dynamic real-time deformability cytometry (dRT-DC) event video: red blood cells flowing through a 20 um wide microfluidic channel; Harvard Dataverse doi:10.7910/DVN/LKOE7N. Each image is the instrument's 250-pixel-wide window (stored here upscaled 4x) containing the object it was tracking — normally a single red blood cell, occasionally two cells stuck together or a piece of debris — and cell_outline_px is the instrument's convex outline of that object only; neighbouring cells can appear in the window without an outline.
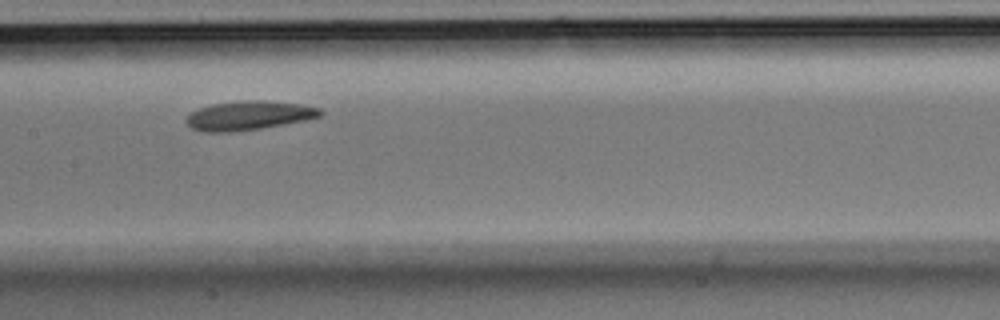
{"species": "Egyptian fruit bat (a non-hibernating species)", "species_latin": "Rousettus aegyptiacus", "temperature_condition": "room temperature", "stored_images_in_passage": 6, "camera_frame_rate_fps": 3000, "um_per_image_px": 0.085, "animal": {"sex": "male"}, "frame": {"image": 1, "passage_image": 5, "time_ms": 1.333, "image_size_px": [1000, 320], "cell_outline_px": [[324, 112], [320, 116], [304, 120], [260, 128], [232, 132], [200, 132], [192, 128], [184, 120], [192, 112], [200, 108], [212, 104], [236, 100], [268, 100], [300, 104], [320, 108]], "centroid_in_image_um": [21.12, 9.81], "position_along_channel_um": 186.3, "area_um2": 22.72}}
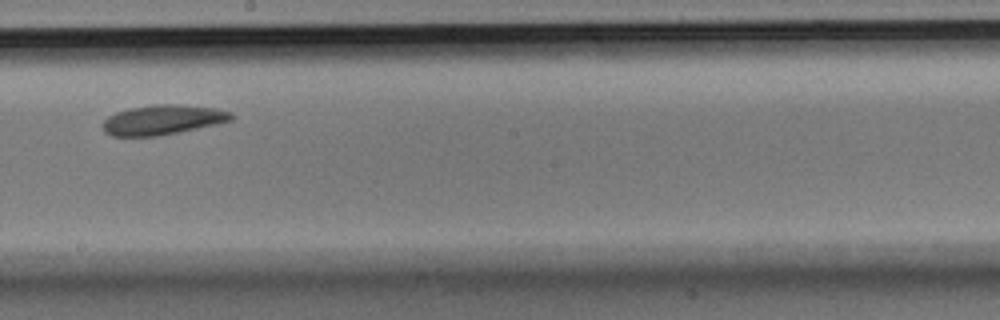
{"frame": {"image": 2, "passage_image": 6, "time_ms": 1.667, "image_size_px": [1000, 320], "cell_outline_px": [[236, 116], [232, 120], [216, 124], [160, 136], [112, 136], [104, 132], [100, 124], [108, 116], [116, 112], [128, 108], [156, 104], [176, 104], [216, 108], [232, 112]], "centroid_in_image_um": [13.81, 10.18], "position_along_channel_um": 234.4, "area_um2": 22.54}}